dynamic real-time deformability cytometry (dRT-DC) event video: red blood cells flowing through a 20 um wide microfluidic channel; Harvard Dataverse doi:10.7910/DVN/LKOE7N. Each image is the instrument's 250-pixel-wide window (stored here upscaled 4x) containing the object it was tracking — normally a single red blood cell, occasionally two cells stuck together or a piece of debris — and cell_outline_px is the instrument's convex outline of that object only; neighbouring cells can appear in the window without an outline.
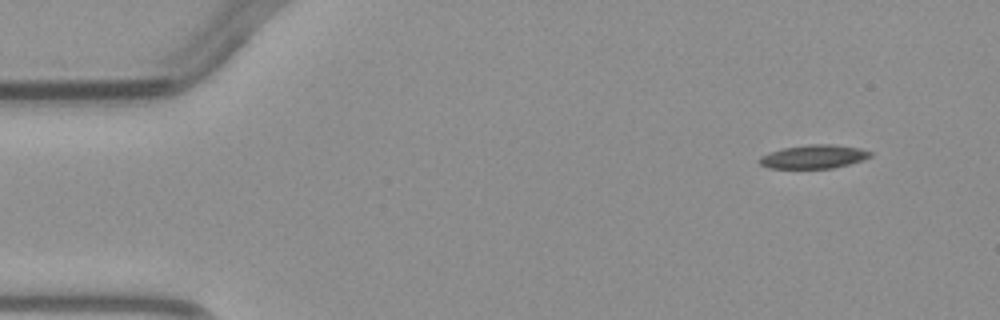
{"species": "common noctule bat (a hibernating species)", "species_latin": "Nyctalus noctula", "temperature_condition": "warm", "stored_images_in_passage": 3, "camera_frame_rate_fps": 3000, "um_per_image_px": 0.085, "animal": {"sex": "male", "body_mass_g": 23.1, "forearm_length_mm": 52.7}, "frame": {"image": 1, "passage_image": 1, "time_ms": 0.0, "image_size_px": [1000, 320], "cell_outline_px": [[872, 156], [864, 160], [832, 168], [768, 168], [760, 164], [756, 160], [760, 156], [768, 152], [784, 148], [808, 144], [832, 144], [860, 148], [872, 152]], "centroid_in_image_um": [69.15, 13.31], "position_along_channel_um": 15.9, "area_um2": 15.37}}